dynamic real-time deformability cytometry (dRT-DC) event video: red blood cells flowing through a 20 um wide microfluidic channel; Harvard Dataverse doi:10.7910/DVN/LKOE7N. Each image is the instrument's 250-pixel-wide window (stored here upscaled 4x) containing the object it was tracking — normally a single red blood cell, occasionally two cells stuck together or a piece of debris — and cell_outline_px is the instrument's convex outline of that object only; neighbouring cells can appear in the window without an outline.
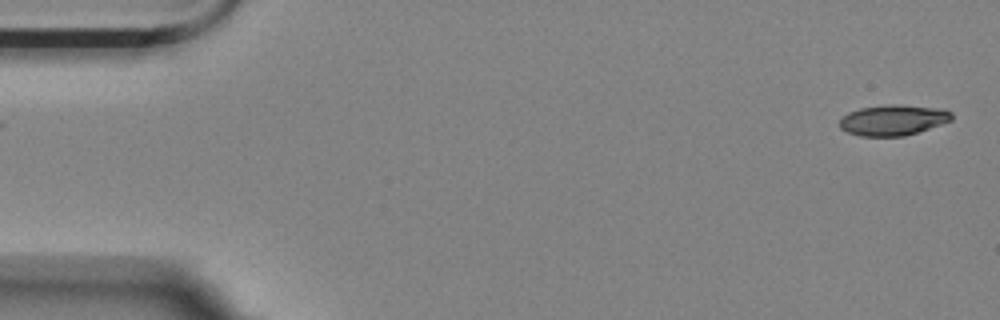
{"species": "Egyptian fruit bat (a non-hibernating species)", "species_latin": "Rousettus aegyptiacus", "temperature_condition": "room temperature", "stored_images_in_passage": 50, "camera_frame_rate_fps": 3000, "um_per_image_px": 0.085, "animal": {"sex": "female"}, "frame": {"image": 1, "passage_image": 1, "time_ms": 0.0, "image_size_px": [1000, 320], "cell_outline_px": [[952, 120], [904, 136], [860, 136], [848, 132], [840, 128], [840, 116], [848, 112], [860, 108], [892, 104], [900, 104], [944, 108], [952, 112]], "centroid_in_image_um": [75.9, 10.19], "position_along_channel_um": 9.1, "area_um2": 20.06}}
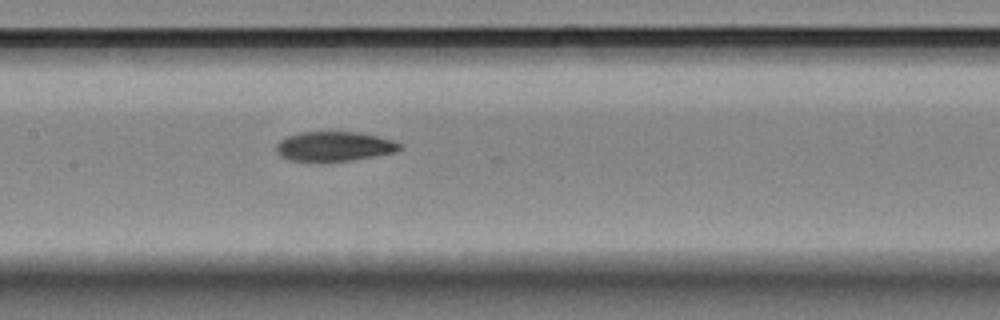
{"frame": {"image": 2, "passage_image": 26, "time_ms": 8.333, "image_size_px": [1000, 320], "cell_outline_px": [[400, 148], [396, 152], [352, 160], [320, 164], [292, 160], [280, 156], [276, 152], [276, 144], [280, 140], [288, 136], [300, 132], [356, 132], [376, 136], [392, 140], [400, 144]], "centroid_in_image_um": [28.35, 12.48], "position_along_channel_um": 179.1, "area_um2": 21.68}}
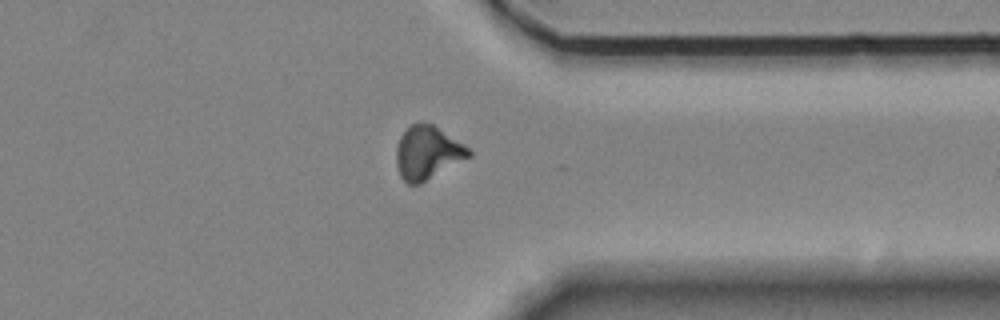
{"frame": {"image": 3, "passage_image": 43, "time_ms": 14.0, "image_size_px": [1000, 320], "cell_outline_px": [[472, 156], [420, 184], [408, 184], [400, 176], [396, 164], [396, 148], [400, 136], [412, 124], [420, 120], [424, 120], [432, 124], [464, 144], [472, 152]], "centroid_in_image_um": [36.33, 12.97], "position_along_channel_um": 375.1, "area_um2": 22.66}, "authors_computed_cell_mechanics": {"area_um2": 21.7906, "velocity_mm_per_s": 3.5388, "shape_relaxation_time_tau1_ms": 8.7603, "shape_relaxation_time_tau2_ms": 7.9411, "deformation_change_tau1": 0.228, "deformation_change_tau2": 0.1384}}